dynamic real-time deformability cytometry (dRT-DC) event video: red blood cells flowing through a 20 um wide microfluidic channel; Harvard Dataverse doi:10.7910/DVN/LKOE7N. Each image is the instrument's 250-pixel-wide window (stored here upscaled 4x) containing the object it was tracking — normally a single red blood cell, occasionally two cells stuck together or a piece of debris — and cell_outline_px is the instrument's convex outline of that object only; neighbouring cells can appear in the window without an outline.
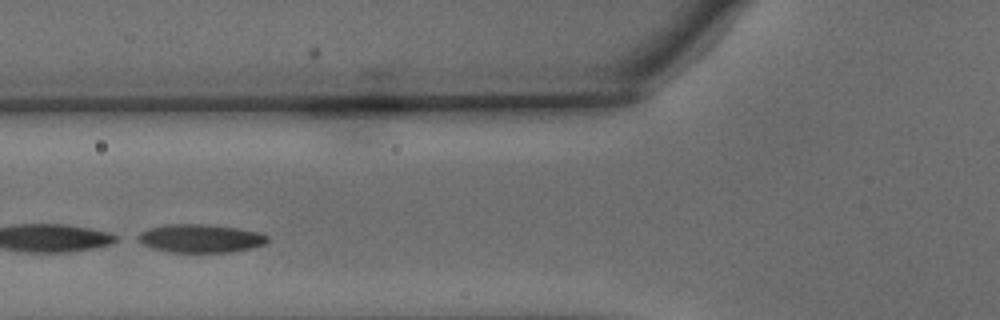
{"species": "common noctule bat (a hibernating species)", "species_latin": "Nyctalus noctula", "temperature_condition": "warm", "stored_images_in_passage": 17, "camera_frame_rate_fps": 3000, "um_per_image_px": 0.085, "animal": {"sex": "male", "body_mass_g": 15.6}, "frame": {"image": 1, "passage_image": 8, "time_ms": 2.333, "image_size_px": [1000, 320], "cell_outline_px": [[268, 240], [264, 244], [252, 248], [228, 252], [168, 252], [152, 248], [144, 244], [132, 236], [148, 228], [164, 224], [204, 224], [236, 228], [260, 232], [268, 236]], "centroid_in_image_um": [16.98, 20.26], "position_along_channel_um": 108.8, "area_um2": 21.5}}